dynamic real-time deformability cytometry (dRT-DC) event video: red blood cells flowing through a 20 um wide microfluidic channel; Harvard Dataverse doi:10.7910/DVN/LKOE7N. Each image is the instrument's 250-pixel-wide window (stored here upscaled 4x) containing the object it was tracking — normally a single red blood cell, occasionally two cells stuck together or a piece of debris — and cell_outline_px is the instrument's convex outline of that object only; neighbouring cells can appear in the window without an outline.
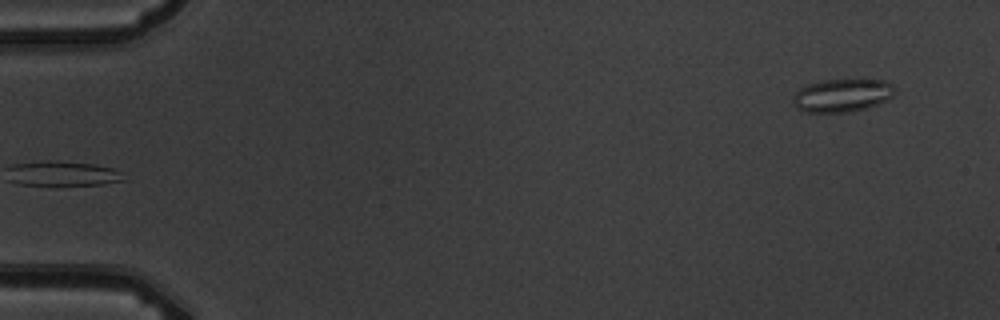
{"species": "common noctule bat (a hibernating species)", "species_latin": "Nyctalus noctula", "temperature_condition": "warm", "stored_images_in_passage": 6, "segment_of_instrument_passage": [2, 2], "camera_frame_rate_fps": 3000, "um_per_image_px": 0.085, "animal": {"sex": "male", "body_mass_g": 19.5, "forearm_length_mm": 54.6}, "frame": {"image": 1, "passage_image": 6, "time_ms": 5.333, "image_size_px": [1000, 320], "cell_outline_px": [[896, 92], [888, 100], [864, 108], [848, 112], [804, 112], [796, 108], [792, 100], [792, 96], [800, 88], [808, 84], [824, 80], [884, 80], [892, 84], [896, 88]], "centroid_in_image_um": [71.58, 8.11], "position_along_channel_um": 13.4, "area_um2": 19.59}}